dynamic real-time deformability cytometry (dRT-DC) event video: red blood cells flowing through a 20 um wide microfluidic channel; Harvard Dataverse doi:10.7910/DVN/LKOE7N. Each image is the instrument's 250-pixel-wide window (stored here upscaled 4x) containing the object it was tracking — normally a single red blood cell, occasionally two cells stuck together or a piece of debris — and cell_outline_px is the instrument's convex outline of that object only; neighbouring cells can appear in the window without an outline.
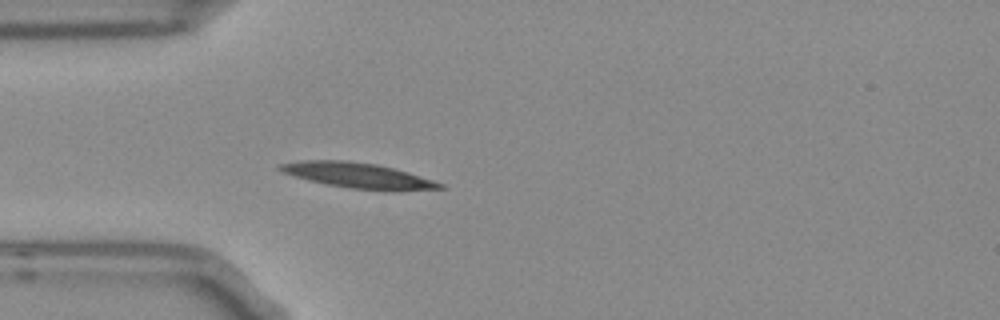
{"species": "Egyptian fruit bat (a non-hibernating species)", "species_latin": "Rousettus aegyptiacus", "temperature_condition": "room temperature", "stored_images_in_passage": 1, "camera_frame_rate_fps": 3000, "um_per_image_px": 0.085, "frame": {"image": 1, "passage_image": 1, "time_ms": 0.0, "image_size_px": [1000, 320], "cell_outline_px": [[448, 188], [396, 192], [348, 188], [324, 184], [308, 180], [284, 172], [276, 168], [276, 164], [304, 160], [344, 160], [376, 164], [408, 172], [444, 184]], "centroid_in_image_um": [30.47, 14.93], "position_along_channel_um": 54.5, "area_um2": 23.93}}